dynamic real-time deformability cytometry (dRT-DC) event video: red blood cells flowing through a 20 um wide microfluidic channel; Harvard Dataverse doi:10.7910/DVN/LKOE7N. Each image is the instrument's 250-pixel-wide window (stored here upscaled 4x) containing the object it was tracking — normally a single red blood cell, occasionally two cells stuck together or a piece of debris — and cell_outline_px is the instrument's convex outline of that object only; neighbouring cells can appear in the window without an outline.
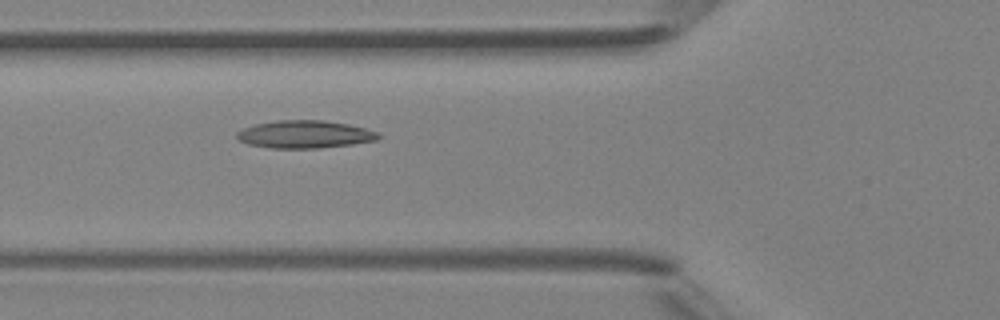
{"species": "Egyptian fruit bat (a non-hibernating species)", "species_latin": "Rousettus aegyptiacus", "temperature_condition": "room temperature", "stored_images_in_passage": 4, "camera_frame_rate_fps": 3000, "um_per_image_px": 0.085, "animal": {"sex": "female"}, "frame": {"image": 1, "passage_image": 4, "time_ms": 3.333, "image_size_px": [1000, 320], "cell_outline_px": [[380, 136], [376, 140], [352, 144], [320, 148], [268, 148], [248, 144], [240, 140], [236, 136], [236, 132], [244, 128], [256, 124], [276, 120], [324, 120], [348, 124], [380, 132]], "centroid_in_image_um": [25.91, 11.42], "position_along_channel_um": 99.9, "area_um2": 22.83}}